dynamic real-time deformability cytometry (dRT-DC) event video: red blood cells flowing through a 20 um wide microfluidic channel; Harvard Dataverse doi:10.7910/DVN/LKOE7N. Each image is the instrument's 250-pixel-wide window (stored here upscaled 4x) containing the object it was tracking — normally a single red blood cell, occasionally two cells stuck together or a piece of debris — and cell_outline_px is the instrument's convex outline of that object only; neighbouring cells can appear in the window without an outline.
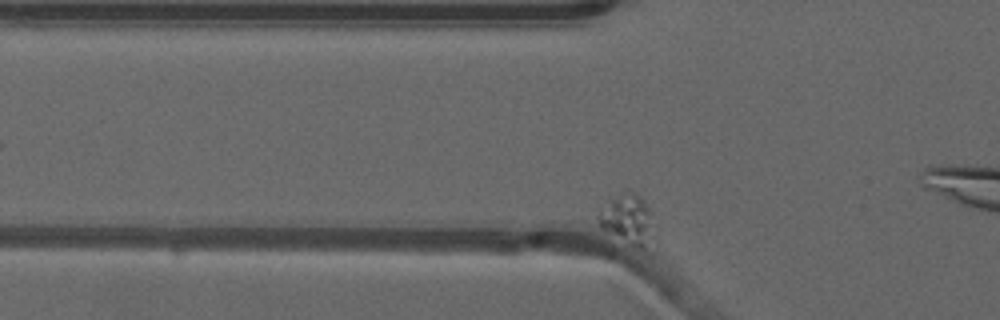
{"species": "common noctule bat (a hibernating species)", "species_latin": "Nyctalus noctula", "temperature_condition": "warm", "stored_images_in_passage": 50, "camera_frame_rate_fps": 3000, "um_per_image_px": 0.085, "animal": {"sex": "male", "forearm_length_mm": 52.5}, "frame": {"image": 1, "passage_image": 10, "time_ms": 3.0, "image_size_px": [1000, 320], "cell_outline_px": [[656, 240], [652, 252], [648, 256], [620, 248], [600, 228], [600, 208], [608, 196], [628, 188], [640, 196], [644, 200], [652, 212], [656, 224]], "centroid_in_image_um": [53.46, 18.88], "position_along_channel_um": 72.3, "area_um2": 19.83}}
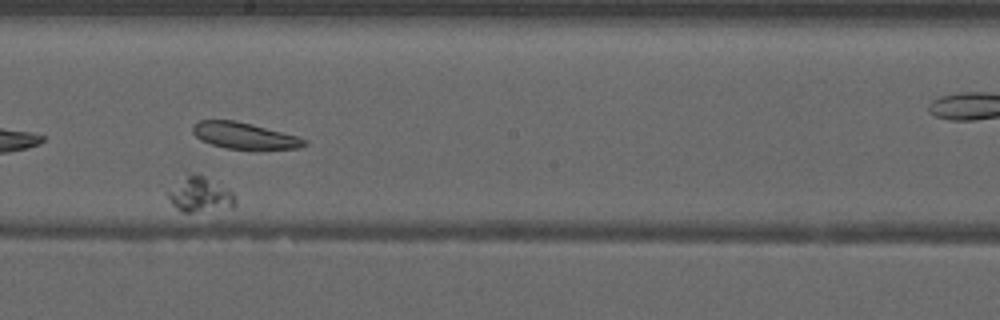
{"frame": {"image": 2, "passage_image": 29, "time_ms": 9.333, "image_size_px": [1000, 320], "cell_outline_px": [[236, 204], [232, 208], [192, 212], [184, 212], [176, 208], [172, 204], [164, 192], [192, 172], [196, 172], [204, 176], [232, 192], [236, 196]], "centroid_in_image_um": [16.98, 16.55], "position_along_channel_um": 231.2, "area_um2": 13.76}}
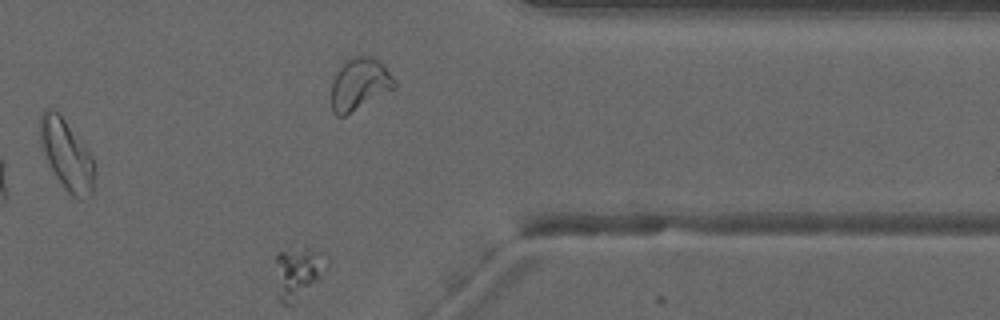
{"frame": {"image": 3, "passage_image": 46, "time_ms": 15.0, "image_size_px": [1000, 320], "cell_outline_px": [[328, 268], [320, 280], [292, 304], [280, 304], [276, 300], [276, 256], [280, 252], [304, 244], [324, 252], [328, 256]], "centroid_in_image_um": [25.37, 23.13], "position_along_channel_um": 386.0, "area_um2": 16.47}}